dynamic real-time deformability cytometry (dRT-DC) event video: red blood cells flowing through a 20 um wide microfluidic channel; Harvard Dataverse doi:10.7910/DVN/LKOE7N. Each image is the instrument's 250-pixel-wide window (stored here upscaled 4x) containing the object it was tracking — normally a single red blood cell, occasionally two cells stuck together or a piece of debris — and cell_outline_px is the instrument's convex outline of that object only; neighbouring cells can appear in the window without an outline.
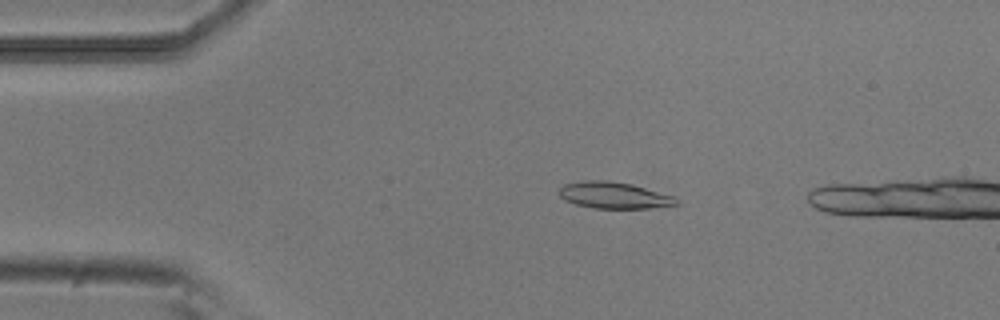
{"species": "common noctule bat (a hibernating species)", "species_latin": "Nyctalus noctula", "temperature_condition": "room temperature", "stored_images_in_passage": 5, "camera_frame_rate_fps": 3000, "um_per_image_px": 0.085, "animal": {"sex": "male", "body_mass_g": 20.5, "forearm_length_mm": 52.5}, "frame": {"image": 1, "passage_image": 1, "time_ms": 0.0, "image_size_px": [1000, 320], "cell_outline_px": [[680, 204], [648, 208], [592, 208], [576, 204], [564, 200], [560, 196], [560, 188], [564, 184], [580, 180], [608, 180], [632, 184], [676, 196], [680, 200]], "centroid_in_image_um": [52.22, 16.59], "position_along_channel_um": 32.8, "area_um2": 18.32}}